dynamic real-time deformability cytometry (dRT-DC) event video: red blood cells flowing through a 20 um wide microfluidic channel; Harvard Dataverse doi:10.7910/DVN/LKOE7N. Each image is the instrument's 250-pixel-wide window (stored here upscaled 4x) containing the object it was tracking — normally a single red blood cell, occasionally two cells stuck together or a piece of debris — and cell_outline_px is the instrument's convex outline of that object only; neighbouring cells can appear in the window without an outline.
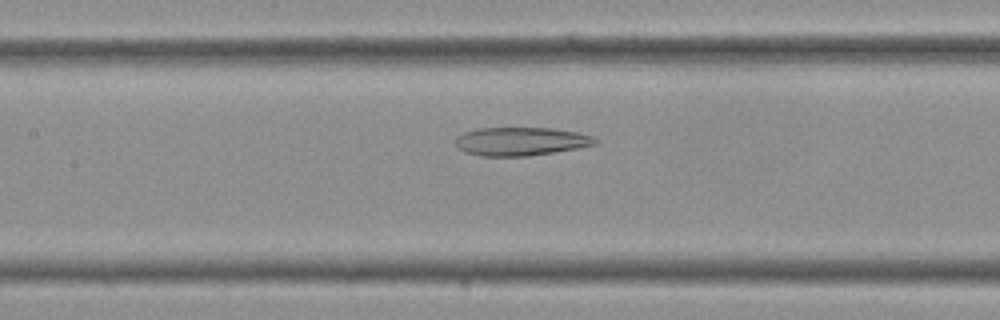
{"species": "Egyptian fruit bat (a non-hibernating species)", "species_latin": "Rousettus aegyptiacus", "temperature_condition": "cold", "stored_images_in_passage": 36, "camera_frame_rate_fps": 3000, "um_per_image_px": 0.085, "frame": {"image": 1, "passage_image": 16, "time_ms": 5.0, "image_size_px": [1000, 320], "cell_outline_px": [[600, 144], [580, 148], [528, 156], [480, 156], [464, 152], [456, 144], [456, 136], [464, 132], [480, 128], [552, 128], [576, 132], [592, 136], [600, 140]], "centroid_in_image_um": [44.32, 12.02], "position_along_channel_um": 163.1, "area_um2": 23.29}}
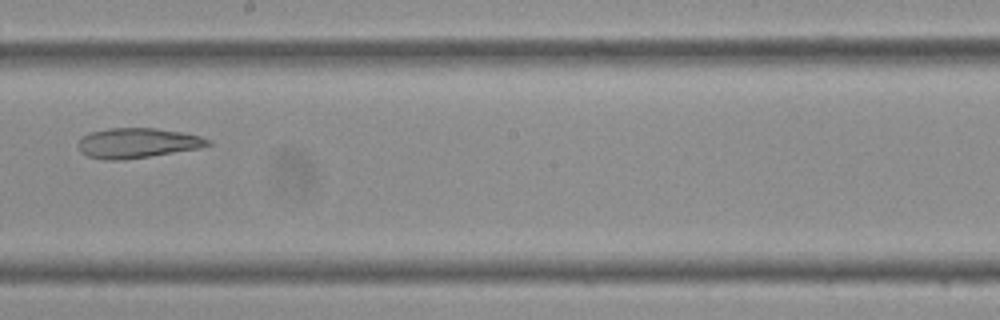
{"frame": {"image": 2, "passage_image": 20, "time_ms": 6.333, "image_size_px": [1000, 320], "cell_outline_px": [[212, 144], [200, 148], [124, 160], [104, 160], [88, 156], [80, 152], [76, 144], [88, 132], [108, 128], [156, 128], [180, 132], [200, 136], [212, 140]], "centroid_in_image_um": [11.66, 12.16], "position_along_channel_um": 236.5, "area_um2": 22.77}}
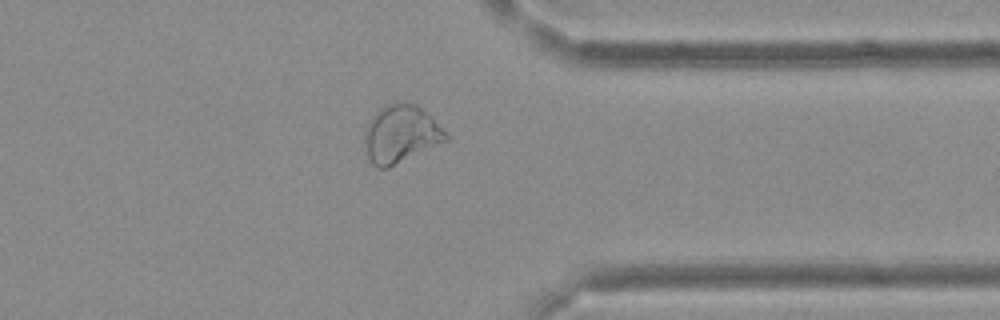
{"frame": {"image": 3, "passage_image": 28, "time_ms": 9.0, "image_size_px": [1000, 320], "cell_outline_px": [[448, 140], [388, 168], [380, 168], [372, 164], [368, 156], [364, 140], [364, 132], [368, 120], [376, 112], [392, 104], [416, 104], [432, 116], [448, 136]], "centroid_in_image_um": [34.06, 11.42], "position_along_channel_um": 377.3, "area_um2": 26.82}}